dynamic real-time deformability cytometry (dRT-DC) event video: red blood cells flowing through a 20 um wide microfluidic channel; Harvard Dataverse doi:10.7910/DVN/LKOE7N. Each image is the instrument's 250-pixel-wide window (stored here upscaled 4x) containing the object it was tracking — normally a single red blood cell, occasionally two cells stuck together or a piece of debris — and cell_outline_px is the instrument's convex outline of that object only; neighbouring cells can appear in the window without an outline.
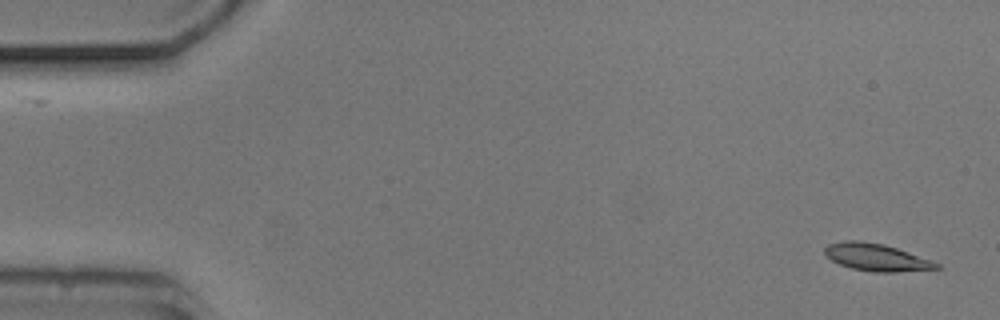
{"species": "common noctule bat (a hibernating species)", "species_latin": "Nyctalus noctula", "temperature_condition": "cold", "stored_images_in_passage": 52, "camera_frame_rate_fps": 3000, "um_per_image_px": 0.085, "animal": {"sex": "male", "body_mass_g": 20.5, "forearm_length_mm": 52.5}, "frame": {"image": 1, "passage_image": 1, "time_ms": 0.0, "image_size_px": [1000, 320], "cell_outline_px": [[940, 268], [896, 272], [876, 272], [852, 268], [840, 264], [832, 260], [824, 252], [824, 248], [828, 244], [844, 240], [860, 240], [884, 244], [908, 252], [940, 264]], "centroid_in_image_um": [74.46, 21.86], "position_along_channel_um": 10.5, "area_um2": 17.51}}
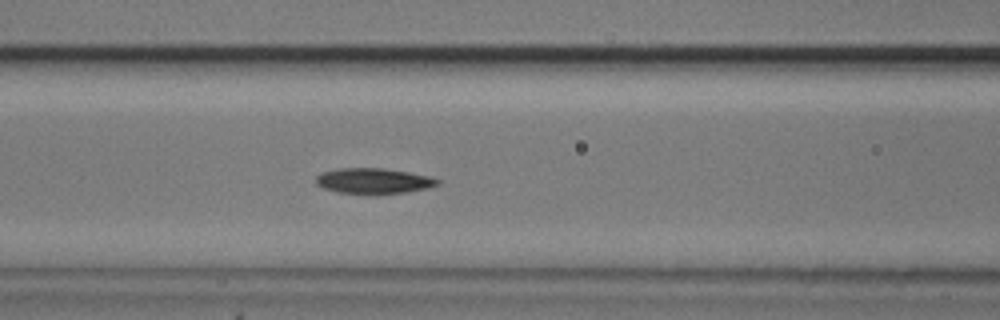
{"frame": {"image": 2, "passage_image": 21, "time_ms": 6.667, "image_size_px": [1000, 320], "cell_outline_px": [[440, 184], [428, 188], [404, 192], [340, 192], [324, 188], [316, 184], [316, 176], [320, 172], [340, 168], [384, 168], [432, 176], [440, 180]], "centroid_in_image_um": [31.77, 15.34], "position_along_channel_um": 134.8, "area_um2": 17.63}}
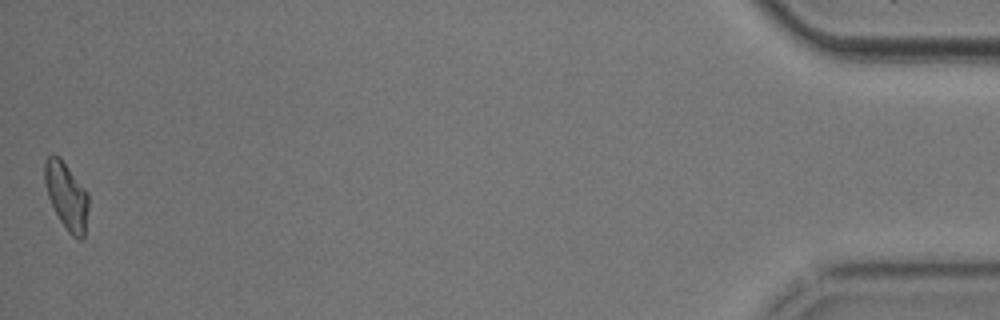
{"frame": {"image": 3, "passage_image": 52, "time_ms": 17.0, "image_size_px": [1000, 320], "cell_outline_px": [[88, 208], [84, 236], [80, 240], [72, 236], [68, 232], [60, 220], [48, 196], [44, 184], [44, 160], [52, 152], [60, 156], [88, 192]], "centroid_in_image_um": [5.64, 16.59], "position_along_channel_um": 429.6, "area_um2": 17.28}, "authors_computed_cell_mechanics": {"area_um2": 17.3978, "velocity_mm_per_s": 3.7678, "shape_relaxation_time_tau1_ms": 4.4141, "shape_relaxation_time_tau2_ms": 10.3801, "deformation_change_tau1": 0.1312, "deformation_change_tau2": 0.1432}}